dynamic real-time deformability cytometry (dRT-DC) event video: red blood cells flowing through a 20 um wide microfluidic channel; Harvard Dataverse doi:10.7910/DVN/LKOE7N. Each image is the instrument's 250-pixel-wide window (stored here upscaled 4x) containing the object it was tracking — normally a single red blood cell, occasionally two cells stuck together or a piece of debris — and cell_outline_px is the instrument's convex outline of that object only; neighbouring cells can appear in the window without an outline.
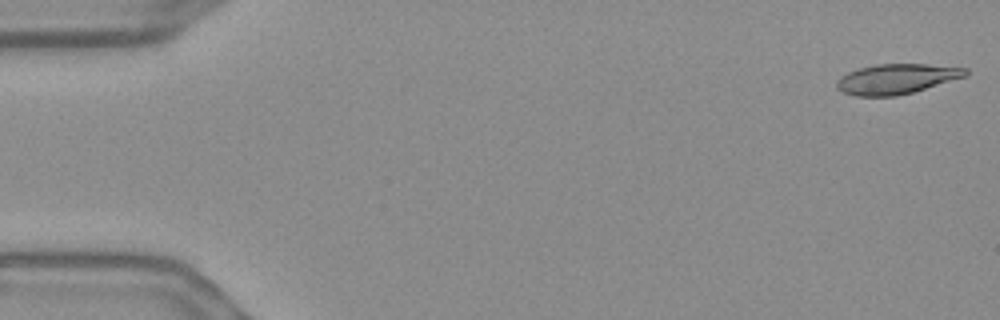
{"species": "Egyptian fruit bat (a non-hibernating species)", "species_latin": "Rousettus aegyptiacus", "temperature_condition": "warm", "stored_images_in_passage": 55, "camera_frame_rate_fps": 3000, "um_per_image_px": 0.085, "frame": {"image": 1, "passage_image": 1, "time_ms": 0.0, "image_size_px": [1000, 320], "cell_outline_px": [[968, 76], [912, 92], [896, 96], [856, 96], [844, 92], [836, 88], [836, 80], [840, 76], [848, 72], [860, 68], [876, 64], [928, 64], [968, 68]], "centroid_in_image_um": [76.21, 6.7], "position_along_channel_um": 8.8, "area_um2": 22.6}}
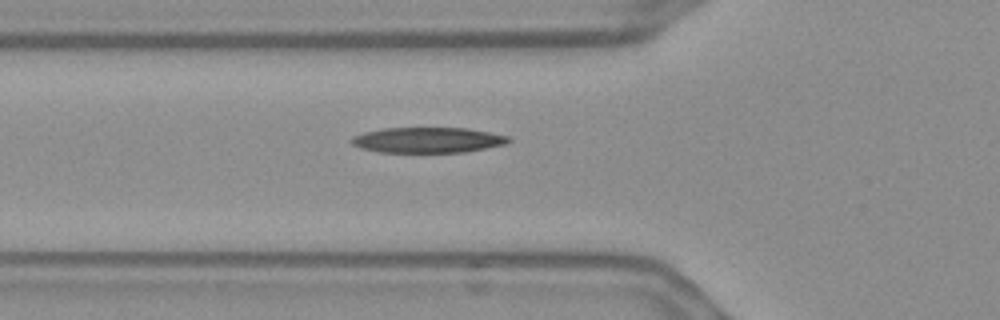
{"frame": {"image": 2, "passage_image": 19, "time_ms": 6.0, "image_size_px": [1000, 320], "cell_outline_px": [[512, 140], [508, 144], [464, 152], [380, 152], [360, 148], [352, 144], [348, 140], [352, 136], [364, 132], [384, 128], [468, 128], [508, 136]], "centroid_in_image_um": [36.35, 11.9], "position_along_channel_um": 89.5, "area_um2": 23.41}}
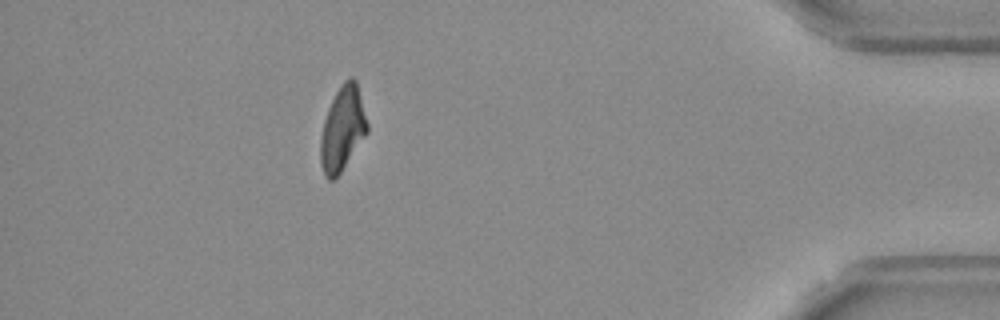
{"frame": {"image": 3, "passage_image": 49, "time_ms": 16.0, "image_size_px": [1000, 320], "cell_outline_px": [[368, 132], [340, 172], [332, 180], [328, 180], [324, 176], [320, 164], [320, 136], [324, 120], [328, 108], [340, 84], [344, 80], [352, 76], [356, 80], [368, 124]], "centroid_in_image_um": [29.1, 10.93], "position_along_channel_um": 406.1, "area_um2": 22.89}, "authors_computed_cell_mechanics": {"area_um2": 23.0622, "velocity_mm_per_s": 3.6657, "shape_relaxation_time_tau1_ms": 11.0542, "shape_relaxation_time_tau2_ms": 5.814, "deformation_change_tau1": 0.2999, "deformation_change_tau2": 0.1677}}